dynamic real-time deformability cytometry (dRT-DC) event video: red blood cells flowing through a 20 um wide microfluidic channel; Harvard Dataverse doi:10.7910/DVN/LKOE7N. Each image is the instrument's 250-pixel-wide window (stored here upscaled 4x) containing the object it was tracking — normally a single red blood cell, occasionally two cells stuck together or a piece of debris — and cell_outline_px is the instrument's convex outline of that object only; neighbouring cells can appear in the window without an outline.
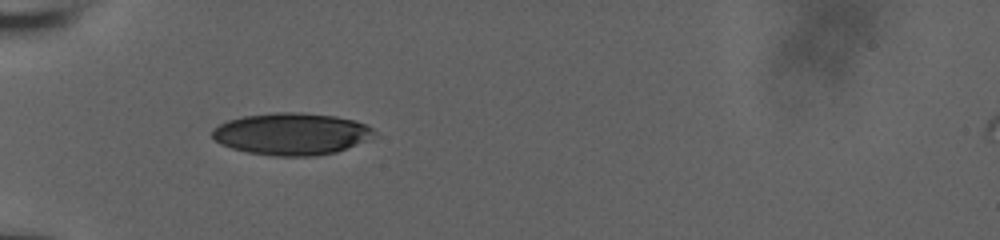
{"species": "human", "species_latin": "Homo sapiens", "temperature_condition": "room temperature", "stored_images_in_passage": 34, "camera_frame_rate_fps": 3000, "um_per_image_px": 0.085, "donor": {"sex": "male"}, "frame": {"image": 1, "passage_image": 1, "time_ms": 0.0, "image_size_px": [1000, 240], "cell_outline_px": [[380, 136], [336, 152], [316, 156], [272, 156], [248, 152], [232, 148], [220, 144], [212, 136], [212, 128], [228, 120], [244, 116], [276, 112], [300, 112], [336, 116], [356, 120], [372, 128]], "centroid_in_image_um": [24.83, 11.38], "position_along_channel_um": 60.2, "area_um2": 40.0}}
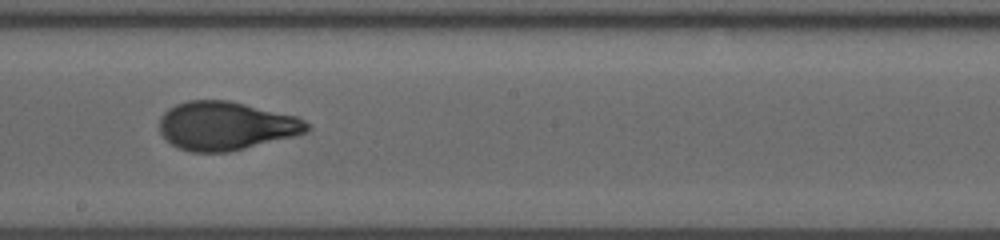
{"frame": {"image": 2, "passage_image": 15, "time_ms": 4.667, "image_size_px": [1000, 240], "cell_outline_px": [[312, 128], [308, 132], [296, 136], [228, 152], [192, 152], [180, 148], [172, 144], [160, 132], [160, 116], [168, 108], [176, 104], [188, 100], [228, 100], [296, 116], [304, 120]], "centroid_in_image_um": [19.22, 10.69], "position_along_channel_um": 229.0, "area_um2": 41.67}}
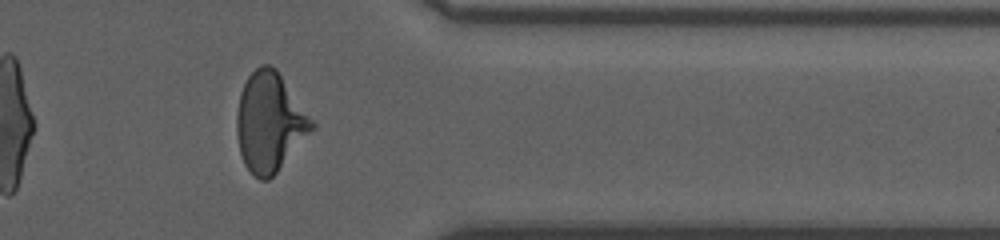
{"frame": {"image": 3, "passage_image": 28, "time_ms": 9.0, "image_size_px": [1000, 240], "cell_outline_px": [[316, 128], [276, 172], [268, 180], [260, 180], [244, 164], [240, 152], [236, 132], [236, 116], [240, 92], [248, 76], [260, 64], [268, 64], [276, 68], [316, 124]], "centroid_in_image_um": [22.93, 10.37], "position_along_channel_um": 388.5, "area_um2": 43.29}, "authors_computed_cell_mechanics": {"area_um2": 41.4715, "velocity_mm_per_s": 3.8735, "shape_relaxation_time_tau1_ms": 6.0144, "shape_relaxation_time_tau2_ms": 0.7715, "deformation_change_tau1": 0.223, "deformation_change_tau2": 0.0597}}